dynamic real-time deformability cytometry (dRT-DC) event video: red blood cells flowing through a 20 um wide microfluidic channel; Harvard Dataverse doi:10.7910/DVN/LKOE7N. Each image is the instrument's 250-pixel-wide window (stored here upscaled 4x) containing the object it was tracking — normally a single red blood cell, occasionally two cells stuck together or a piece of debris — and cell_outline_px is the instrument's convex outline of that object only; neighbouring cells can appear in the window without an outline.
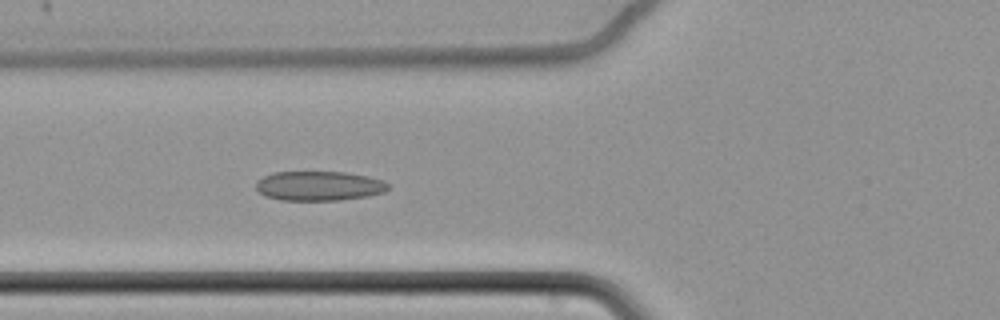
{"species": "common noctule bat (a hibernating species)", "species_latin": "Nyctalus noctula", "temperature_condition": "cold", "stored_images_in_passage": 7, "camera_frame_rate_fps": 3000, "um_per_image_px": 0.085, "animal": {"sex": "female", "body_mass_g": 22.7, "forearm_length_mm": 54.2}, "frame": {"image": 1, "passage_image": 7, "time_ms": 2.0, "image_size_px": [1000, 320], "cell_outline_px": [[388, 188], [384, 192], [368, 196], [340, 200], [280, 200], [264, 196], [256, 188], [256, 184], [264, 176], [272, 172], [344, 172], [368, 176], [384, 180], [388, 184]], "centroid_in_image_um": [27.13, 15.8], "position_along_channel_um": 98.7, "area_um2": 22.72}}